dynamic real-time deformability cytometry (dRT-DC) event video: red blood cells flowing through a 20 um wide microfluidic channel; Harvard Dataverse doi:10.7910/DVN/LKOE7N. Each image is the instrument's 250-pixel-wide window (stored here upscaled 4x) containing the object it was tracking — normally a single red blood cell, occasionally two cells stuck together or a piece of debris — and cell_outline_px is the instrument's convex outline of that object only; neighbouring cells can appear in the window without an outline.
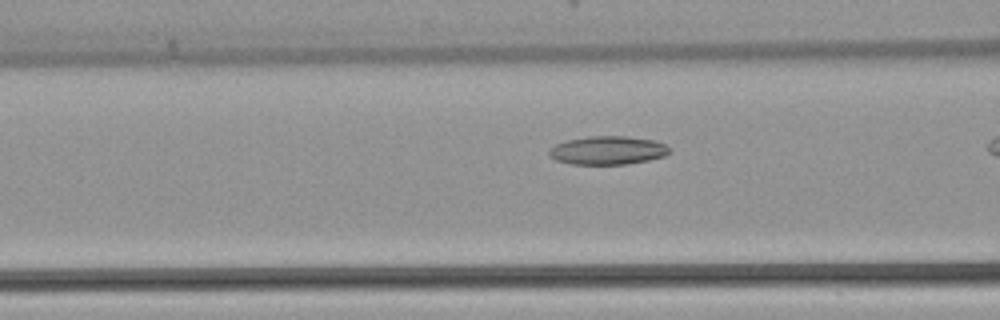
{"species": "common noctule bat (a hibernating species)", "species_latin": "Nyctalus noctula", "temperature_condition": "warm", "stored_images_in_passage": 23, "camera_frame_rate_fps": 3000, "um_per_image_px": 0.085, "animal": {"sex": "female", "body_mass_g": 22.7, "forearm_length_mm": 54.2}, "frame": {"image": 1, "passage_image": 10, "time_ms": 3.0, "image_size_px": [1000, 320], "cell_outline_px": [[672, 152], [664, 156], [648, 160], [628, 164], [572, 164], [556, 160], [548, 152], [556, 144], [568, 140], [588, 136], [624, 136], [656, 140], [672, 148]], "centroid_in_image_um": [51.73, 12.77], "position_along_channel_um": 114.9, "area_um2": 19.94}}